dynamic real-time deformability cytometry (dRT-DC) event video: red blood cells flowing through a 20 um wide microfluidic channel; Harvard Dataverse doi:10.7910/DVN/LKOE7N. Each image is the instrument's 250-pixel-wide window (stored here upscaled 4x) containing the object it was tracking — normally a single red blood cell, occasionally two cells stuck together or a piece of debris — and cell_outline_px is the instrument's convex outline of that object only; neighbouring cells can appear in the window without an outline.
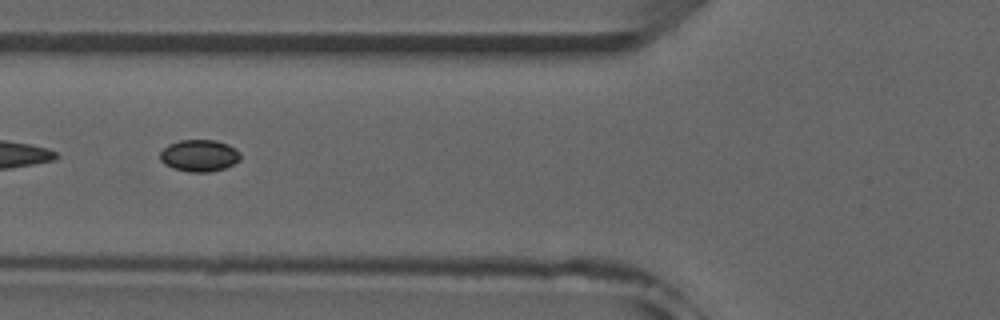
{"species": "common noctule bat (a hibernating species)", "species_latin": "Nyctalus noctula", "temperature_condition": "room temperature", "stored_images_in_passage": 23, "camera_frame_rate_fps": 3000, "um_per_image_px": 0.085, "animal": {"sex": "male", "forearm_length_mm": 52.5}, "frame": {"image": 1, "passage_image": 20, "time_ms": 6.333, "image_size_px": [1000, 320], "cell_outline_px": [[240, 160], [224, 168], [208, 172], [188, 172], [172, 168], [164, 164], [160, 160], [160, 152], [168, 144], [180, 140], [216, 140], [228, 144], [236, 148], [240, 152]], "centroid_in_image_um": [16.93, 13.22], "position_along_channel_um": 108.9, "area_um2": 15.03}}